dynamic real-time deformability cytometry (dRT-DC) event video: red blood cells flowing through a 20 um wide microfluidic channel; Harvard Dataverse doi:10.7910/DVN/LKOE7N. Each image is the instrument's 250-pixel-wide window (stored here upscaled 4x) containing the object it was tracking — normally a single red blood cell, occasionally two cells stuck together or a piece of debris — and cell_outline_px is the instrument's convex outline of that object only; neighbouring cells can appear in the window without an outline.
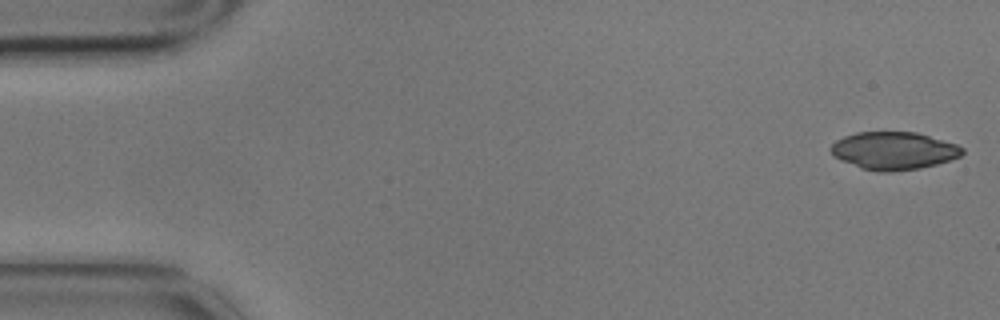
{"species": "common noctule bat (a hibernating species)", "species_latin": "Nyctalus noctula", "temperature_condition": "cold", "stored_images_in_passage": 5, "camera_frame_rate_fps": 3000, "um_per_image_px": 0.085, "animal": {"sex": "male", "body_mass_g": 17.9}, "frame": {"image": 1, "passage_image": 1, "time_ms": 0.0, "image_size_px": [1000, 320], "cell_outline_px": [[964, 152], [960, 156], [936, 164], [920, 168], [892, 172], [880, 172], [860, 168], [840, 160], [832, 156], [828, 148], [836, 140], [844, 136], [856, 132], [916, 132], [956, 144], [964, 148]], "centroid_in_image_um": [75.91, 12.81], "position_along_channel_um": 9.1, "area_um2": 29.02}}